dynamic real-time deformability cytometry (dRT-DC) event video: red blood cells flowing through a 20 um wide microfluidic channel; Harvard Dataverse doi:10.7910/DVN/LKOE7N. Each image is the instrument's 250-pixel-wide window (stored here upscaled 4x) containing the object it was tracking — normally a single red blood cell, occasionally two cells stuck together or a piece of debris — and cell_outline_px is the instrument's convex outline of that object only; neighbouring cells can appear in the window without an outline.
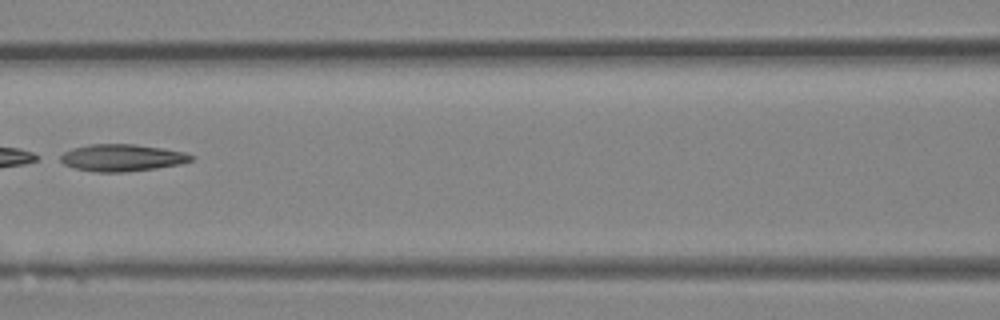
{"species": "Egyptian fruit bat (a non-hibernating species)", "species_latin": "Rousettus aegyptiacus", "temperature_condition": "room temperature", "stored_images_in_passage": 24, "camera_frame_rate_fps": 3000, "um_per_image_px": 0.085, "animal": {"sex": "female"}, "frame": {"image": 1, "passage_image": 8, "time_ms": 2.333, "image_size_px": [1000, 320], "cell_outline_px": [[196, 156], [192, 160], [180, 164], [156, 168], [124, 172], [96, 172], [76, 168], [64, 164], [56, 156], [72, 148], [88, 144], [136, 144], [184, 152]], "centroid_in_image_um": [10.34, 13.4], "position_along_channel_um": 156.3, "area_um2": 20.63}}
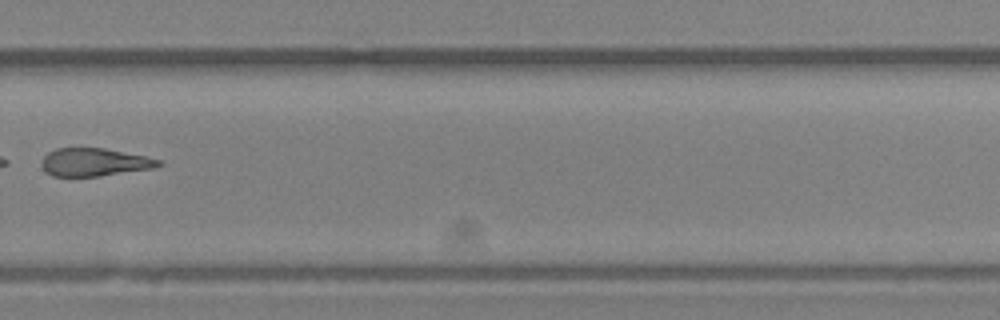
{"frame": {"image": 2, "passage_image": 17, "time_ms": 5.333, "image_size_px": [1000, 320], "cell_outline_px": [[160, 164], [152, 168], [100, 176], [52, 176], [44, 172], [40, 164], [40, 160], [48, 152], [56, 148], [104, 148], [144, 156], [160, 160]], "centroid_in_image_um": [7.92, 13.79], "position_along_channel_um": 321.9, "area_um2": 18.96}}